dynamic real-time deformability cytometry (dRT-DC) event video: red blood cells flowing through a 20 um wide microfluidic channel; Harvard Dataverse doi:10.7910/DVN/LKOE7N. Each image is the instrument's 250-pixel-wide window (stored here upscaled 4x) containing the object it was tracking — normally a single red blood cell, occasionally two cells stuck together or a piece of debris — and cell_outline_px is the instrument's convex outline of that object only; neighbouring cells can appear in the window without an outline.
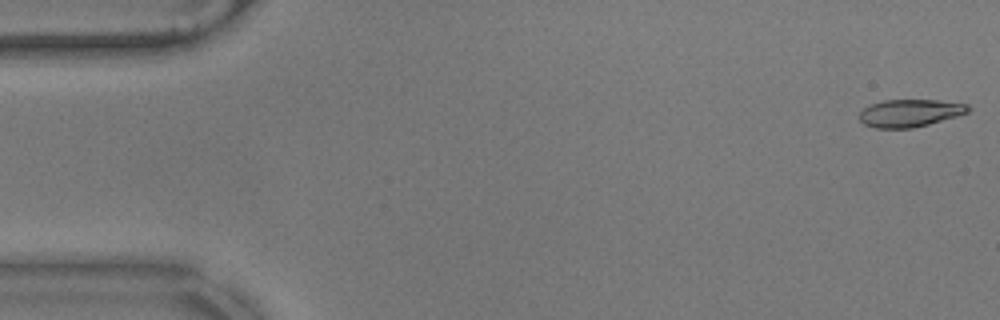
{"species": "common noctule bat (a hibernating species)", "species_latin": "Nyctalus noctula", "temperature_condition": "warm", "stored_images_in_passage": 56, "camera_frame_rate_fps": 3000, "um_per_image_px": 0.085, "animal": {"sex": "male", "body_mass_g": 17.9}, "frame": {"image": 1, "passage_image": 1, "time_ms": 0.0, "image_size_px": [1000, 320], "cell_outline_px": [[972, 108], [968, 112], [956, 116], [928, 124], [912, 128], [876, 128], [864, 124], [860, 120], [860, 112], [868, 104], [884, 100], [936, 100], [968, 104]], "centroid_in_image_um": [77.33, 9.6], "position_along_channel_um": 7.7, "area_um2": 17.4}}
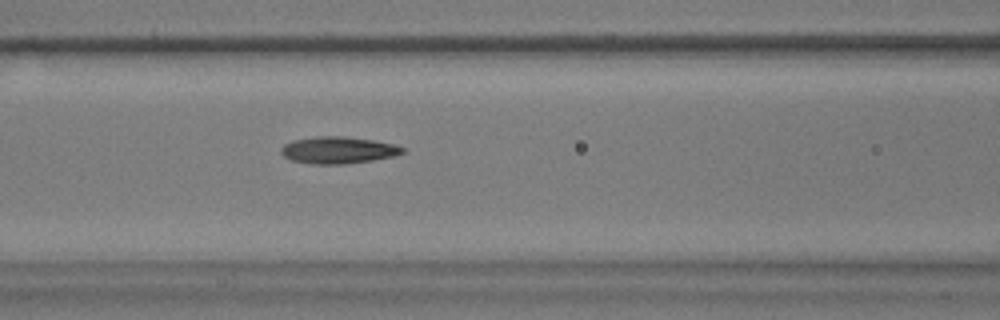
{"frame": {"image": 2, "passage_image": 23, "time_ms": 7.333, "image_size_px": [1000, 320], "cell_outline_px": [[408, 152], [396, 156], [372, 160], [344, 164], [312, 164], [292, 160], [284, 156], [280, 152], [280, 148], [284, 144], [292, 140], [316, 136], [344, 136], [372, 140], [396, 144], [404, 148]], "centroid_in_image_um": [28.77, 12.75], "position_along_channel_um": 137.8, "area_um2": 19.25}}
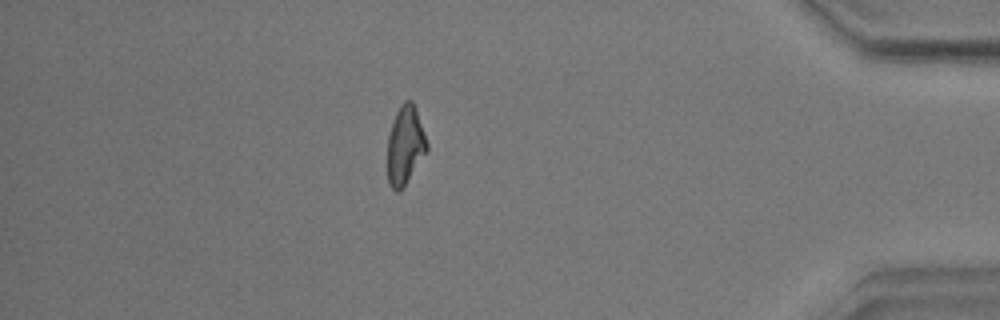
{"frame": {"image": 3, "passage_image": 49, "time_ms": 16.0, "image_size_px": [1000, 320], "cell_outline_px": [[428, 148], [400, 192], [396, 192], [388, 184], [388, 136], [392, 120], [400, 104], [404, 100], [412, 100], [416, 108], [428, 144]], "centroid_in_image_um": [34.42, 12.32], "position_along_channel_um": 400.8, "area_um2": 17.98}, "authors_computed_cell_mechanics": {"area_um2": 18.3515, "velocity_mm_per_s": 3.5359, "shape_relaxation_time_tau1_ms": 4.8076, "shape_relaxation_time_tau2_ms": 2.6649, "deformation_change_tau1": 0.1695, "deformation_change_tau2": 0.103}}